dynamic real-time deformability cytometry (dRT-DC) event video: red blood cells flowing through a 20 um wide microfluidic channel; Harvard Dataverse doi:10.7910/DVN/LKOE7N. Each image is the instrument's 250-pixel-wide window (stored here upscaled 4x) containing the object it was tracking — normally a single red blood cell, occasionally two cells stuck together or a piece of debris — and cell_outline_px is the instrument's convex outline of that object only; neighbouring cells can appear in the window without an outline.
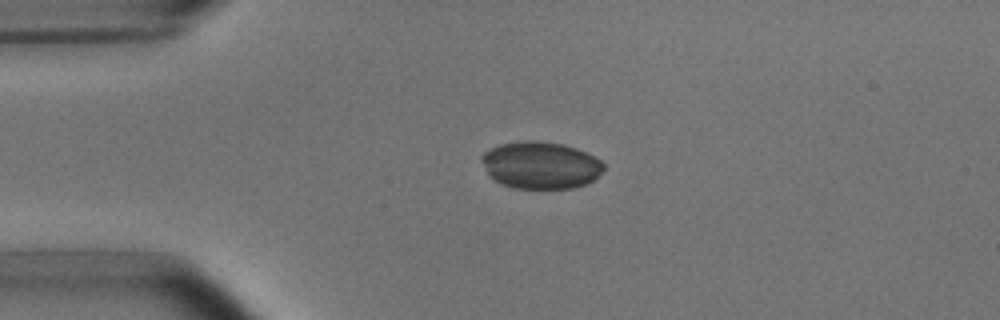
{"species": "common noctule bat (a hibernating species)", "species_latin": "Nyctalus noctula", "temperature_condition": "room temperature", "stored_images_in_passage": 3, "camera_frame_rate_fps": 3000, "um_per_image_px": 0.085, "animal": {"sex": "male", "body_mass_g": 15.6}, "frame": {"image": 1, "passage_image": 2, "time_ms": 1.333, "image_size_px": [1000, 320], "cell_outline_px": [[604, 168], [592, 180], [584, 184], [572, 188], [512, 188], [500, 184], [488, 176], [480, 160], [480, 156], [484, 152], [500, 144], [524, 140], [536, 140], [564, 144], [588, 152], [600, 160], [604, 164]], "centroid_in_image_um": [45.9, 14.03], "position_along_channel_um": 39.1, "area_um2": 33.76}}